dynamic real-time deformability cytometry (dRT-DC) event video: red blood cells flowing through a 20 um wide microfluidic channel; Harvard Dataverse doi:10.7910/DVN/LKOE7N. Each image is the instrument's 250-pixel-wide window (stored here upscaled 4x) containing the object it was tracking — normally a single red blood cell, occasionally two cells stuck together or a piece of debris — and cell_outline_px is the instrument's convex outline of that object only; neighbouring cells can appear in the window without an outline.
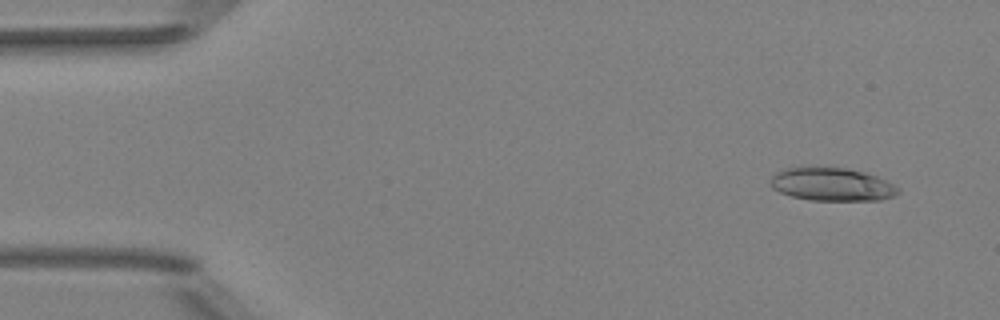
{"species": "Egyptian fruit bat (a non-hibernating species)", "species_latin": "Rousettus aegyptiacus", "temperature_condition": "room temperature", "stored_images_in_passage": 51, "camera_frame_rate_fps": 3000, "um_per_image_px": 0.085, "animal": {"sex": "female"}, "frame": {"image": 1, "passage_image": 4, "time_ms": 1.0, "image_size_px": [1000, 320], "cell_outline_px": [[900, 192], [896, 196], [880, 200], [812, 200], [792, 196], [780, 192], [772, 188], [772, 176], [776, 172], [788, 168], [848, 168], [864, 172], [876, 176], [900, 188]], "centroid_in_image_um": [70.76, 15.68], "position_along_channel_um": 14.2, "area_um2": 24.28}}
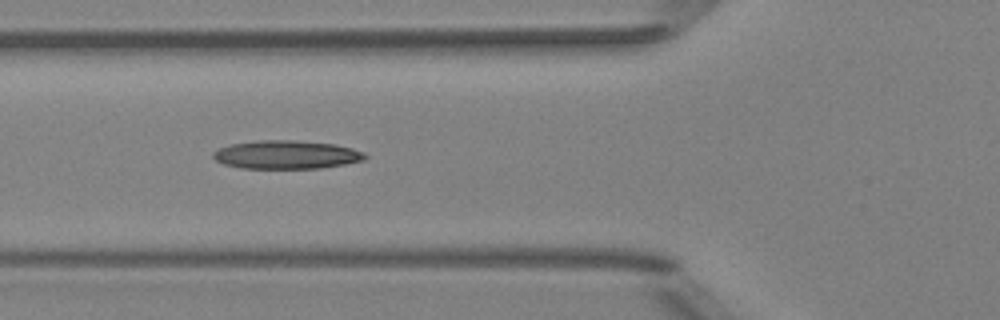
{"frame": {"image": 2, "passage_image": 19, "time_ms": 6.0, "image_size_px": [1000, 320], "cell_outline_px": [[368, 156], [364, 160], [344, 164], [320, 168], [240, 168], [224, 164], [216, 160], [212, 156], [212, 152], [220, 148], [232, 144], [260, 140], [292, 140], [332, 144], [352, 148], [364, 152]], "centroid_in_image_um": [24.34, 13.15], "position_along_channel_um": 101.5, "area_um2": 24.97}}
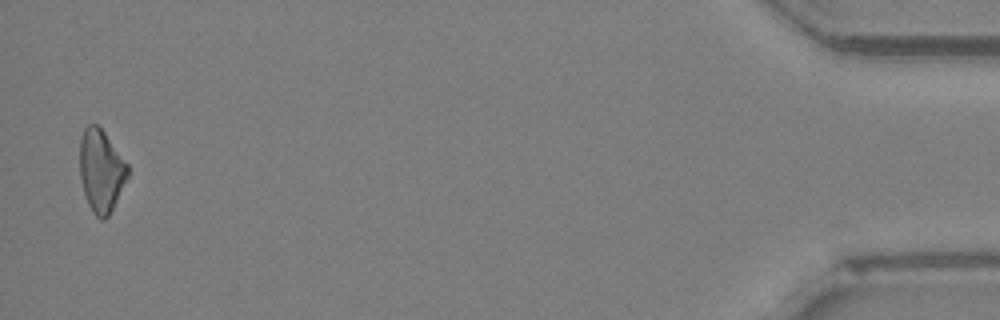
{"frame": {"image": 3, "passage_image": 50, "time_ms": 16.333, "image_size_px": [1000, 320], "cell_outline_px": [[128, 176], [108, 216], [104, 220], [100, 220], [92, 212], [88, 204], [84, 192], [80, 176], [80, 140], [84, 128], [88, 124], [96, 124], [104, 132], [128, 164]], "centroid_in_image_um": [8.58, 14.51], "position_along_channel_um": 426.6, "area_um2": 22.77}}